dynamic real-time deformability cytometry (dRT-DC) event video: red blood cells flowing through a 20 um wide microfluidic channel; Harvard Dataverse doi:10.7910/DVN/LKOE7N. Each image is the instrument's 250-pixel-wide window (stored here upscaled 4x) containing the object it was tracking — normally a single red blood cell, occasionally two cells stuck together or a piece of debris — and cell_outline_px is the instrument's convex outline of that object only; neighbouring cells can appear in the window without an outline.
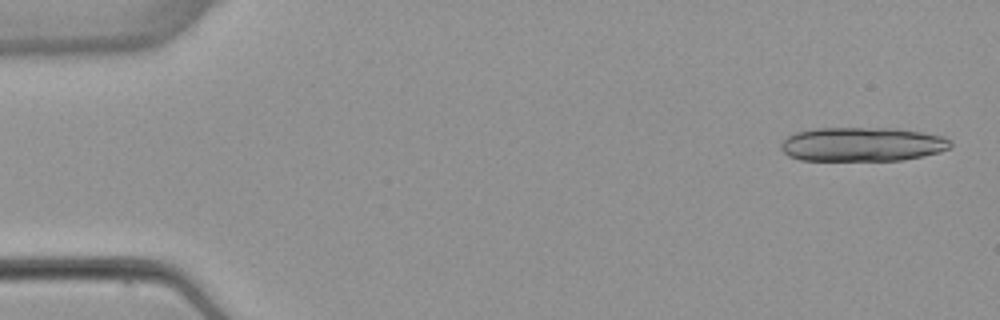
{"species": "common noctule bat (a hibernating species)", "species_latin": "Nyctalus noctula", "temperature_condition": "warm", "stored_images_in_passage": 4, "camera_frame_rate_fps": 3000, "um_per_image_px": 0.085, "animal": {"sex": "female", "body_mass_g": 22.7, "forearm_length_mm": 54.2}, "frame": {"image": 1, "passage_image": 1, "time_ms": 0.0, "image_size_px": [1000, 320], "cell_outline_px": [[952, 144], [948, 148], [940, 152], [924, 156], [904, 160], [800, 160], [788, 156], [780, 148], [780, 144], [788, 136], [796, 132], [816, 128], [896, 128], [924, 132], [944, 136], [952, 140]], "centroid_in_image_um": [73.32, 12.26], "position_along_channel_um": 11.7, "area_um2": 33.99}}